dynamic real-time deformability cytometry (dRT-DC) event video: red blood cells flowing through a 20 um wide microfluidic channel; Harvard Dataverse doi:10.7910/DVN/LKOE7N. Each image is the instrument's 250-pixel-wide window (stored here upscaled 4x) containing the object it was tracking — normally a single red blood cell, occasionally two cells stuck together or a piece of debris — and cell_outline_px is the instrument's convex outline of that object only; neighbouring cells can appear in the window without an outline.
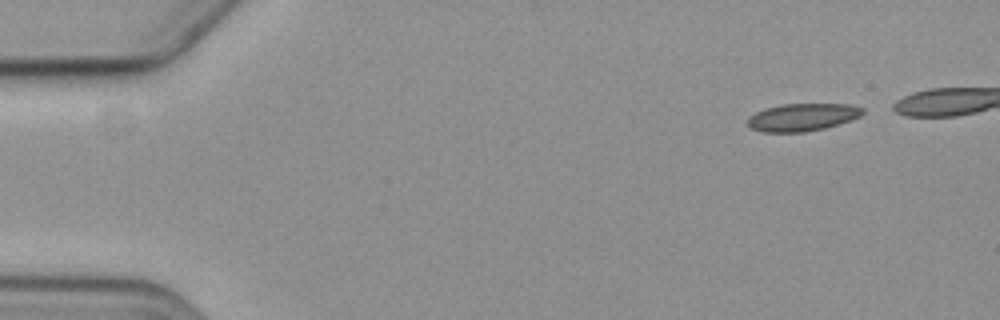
{"species": "common noctule bat (a hibernating species)", "species_latin": "Nyctalus noctula", "temperature_condition": "cold", "stored_images_in_passage": 5, "camera_frame_rate_fps": 3000, "um_per_image_px": 0.085, "animal": {"sex": "female", "body_mass_g": 19.3, "forearm_length_mm": 54.1}, "frame": {"image": 1, "passage_image": 1, "time_ms": 0.0, "image_size_px": [1000, 320], "cell_outline_px": [[864, 112], [860, 116], [852, 120], [840, 124], [824, 128], [804, 132], [760, 132], [752, 128], [748, 124], [748, 116], [764, 108], [784, 104], [852, 104], [864, 108]], "centroid_in_image_um": [68.22, 9.96], "position_along_channel_um": 16.8, "area_um2": 18.61}}